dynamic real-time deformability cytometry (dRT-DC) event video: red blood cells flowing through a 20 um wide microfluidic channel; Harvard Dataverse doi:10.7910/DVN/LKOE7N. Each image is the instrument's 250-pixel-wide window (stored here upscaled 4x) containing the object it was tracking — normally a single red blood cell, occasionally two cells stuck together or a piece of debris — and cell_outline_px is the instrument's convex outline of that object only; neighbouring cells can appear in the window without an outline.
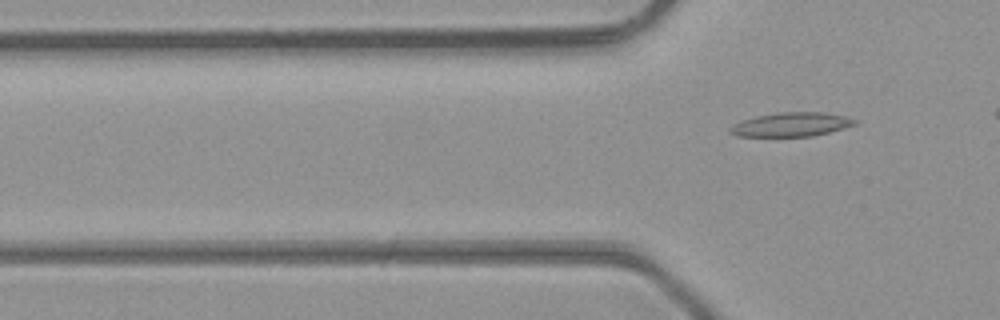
{"species": "common noctule bat (a hibernating species)", "species_latin": "Nyctalus noctula", "temperature_condition": "room temperature", "stored_images_in_passage": 2, "camera_frame_rate_fps": 3000, "um_per_image_px": 0.085, "animal": {"sex": "male", "body_mass_g": 23.1, "forearm_length_mm": 52.7}, "frame": {"image": 1, "passage_image": 2, "time_ms": 0.333, "image_size_px": [1000, 320], "cell_outline_px": [[860, 124], [812, 136], [736, 136], [728, 132], [728, 128], [732, 124], [740, 120], [756, 116], [776, 112], [824, 112], [844, 116], [856, 120]], "centroid_in_image_um": [67.22, 10.57], "position_along_channel_um": 58.6, "area_um2": 17.63}}